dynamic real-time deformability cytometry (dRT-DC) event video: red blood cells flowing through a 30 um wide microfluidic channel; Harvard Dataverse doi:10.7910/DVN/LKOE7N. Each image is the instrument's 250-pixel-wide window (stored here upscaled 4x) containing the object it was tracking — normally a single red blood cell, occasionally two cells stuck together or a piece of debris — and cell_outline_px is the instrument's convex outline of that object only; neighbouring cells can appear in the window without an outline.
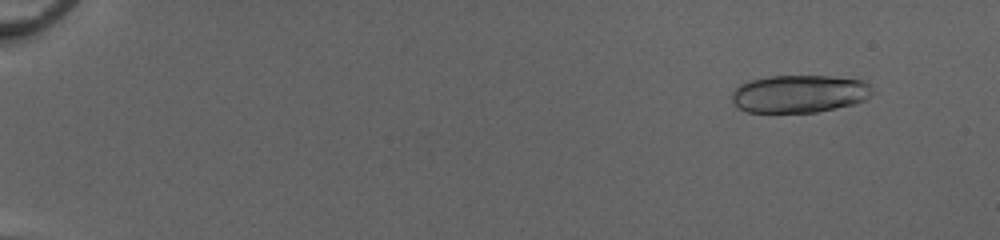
{"species": "common noctule bat (a hibernating species)", "species_latin": "Nyctalus noctula", "temperature_condition": "cold", "stored_images_in_passage": 52, "camera_frame_rate_fps": 3000, "um_per_image_px": 0.085, "animal": {"sex": "female", "body_mass_g": 20.0, "forearm_length_mm": 54.0}, "frame": {"image": 1, "passage_image": 6, "time_ms": 1.667, "image_size_px": [1000, 240], "cell_outline_px": [[876, 92], [864, 100], [852, 104], [816, 112], [748, 112], [736, 108], [732, 100], [732, 92], [740, 84], [748, 80], [772, 76], [828, 76], [864, 80]], "centroid_in_image_um": [67.93, 7.97], "position_along_channel_um": 17.1, "area_um2": 30.98}}
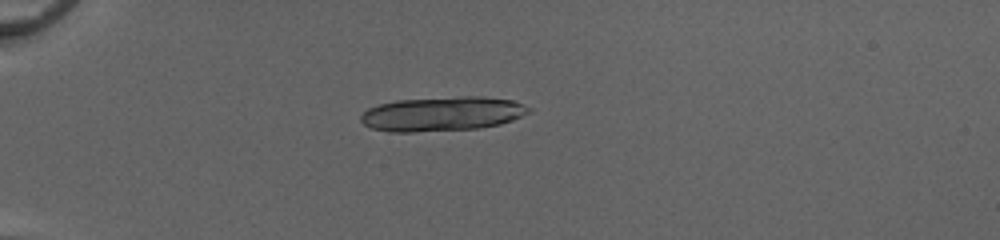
{"frame": {"image": 2, "passage_image": 17, "time_ms": 5.333, "image_size_px": [1000, 240], "cell_outline_px": [[532, 108], [528, 112], [512, 120], [500, 124], [480, 128], [412, 132], [388, 132], [372, 128], [364, 124], [360, 120], [360, 116], [368, 108], [380, 104], [396, 100], [460, 96], [484, 96], [512, 100]], "centroid_in_image_um": [37.57, 9.67], "position_along_channel_um": 47.4, "area_um2": 33.7}}
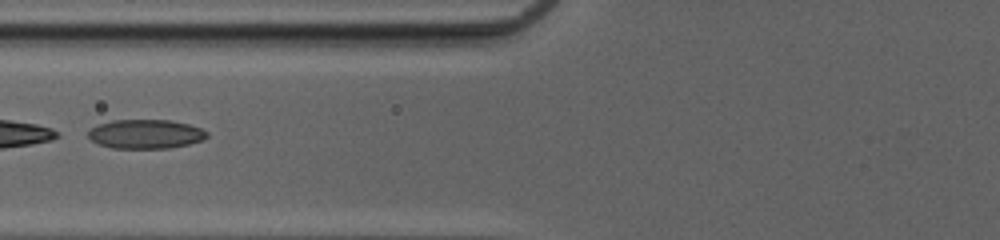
{"frame": {"image": 3, "passage_image": 25, "time_ms": 8.0, "image_size_px": [1000, 240], "cell_outline_px": [[208, 136], [204, 140], [188, 144], [168, 148], [112, 148], [96, 144], [88, 136], [88, 132], [96, 124], [112, 120], [172, 120], [188, 124], [200, 128], [208, 132]], "centroid_in_image_um": [12.37, 11.39], "position_along_channel_um": 113.4, "area_um2": 20.29}}